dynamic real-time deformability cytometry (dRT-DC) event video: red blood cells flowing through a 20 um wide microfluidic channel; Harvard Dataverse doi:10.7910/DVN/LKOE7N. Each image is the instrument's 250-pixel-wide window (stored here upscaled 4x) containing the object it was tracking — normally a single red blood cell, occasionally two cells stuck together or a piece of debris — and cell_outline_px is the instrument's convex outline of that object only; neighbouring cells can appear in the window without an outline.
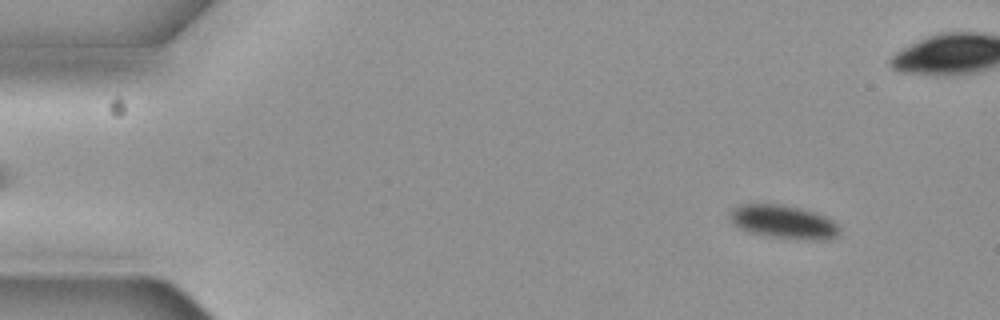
{"species": "common noctule bat (a hibernating species)", "species_latin": "Nyctalus noctula", "temperature_condition": "cold", "stored_images_in_passage": 5, "camera_frame_rate_fps": 3000, "um_per_image_px": 0.085, "animal": {"sex": "female", "body_mass_g": 19.3, "forearm_length_mm": 54.1}, "frame": {"image": 1, "passage_image": 1, "time_ms": 0.0, "image_size_px": [1000, 320], "cell_outline_px": [[840, 232], [836, 236], [828, 240], [812, 240], [768, 236], [748, 232], [740, 228], [728, 216], [732, 208], [736, 204], [784, 204], [800, 208], [824, 216], [832, 220], [840, 228]], "centroid_in_image_um": [66.59, 18.85], "position_along_channel_um": 18.4, "area_um2": 21.33}}